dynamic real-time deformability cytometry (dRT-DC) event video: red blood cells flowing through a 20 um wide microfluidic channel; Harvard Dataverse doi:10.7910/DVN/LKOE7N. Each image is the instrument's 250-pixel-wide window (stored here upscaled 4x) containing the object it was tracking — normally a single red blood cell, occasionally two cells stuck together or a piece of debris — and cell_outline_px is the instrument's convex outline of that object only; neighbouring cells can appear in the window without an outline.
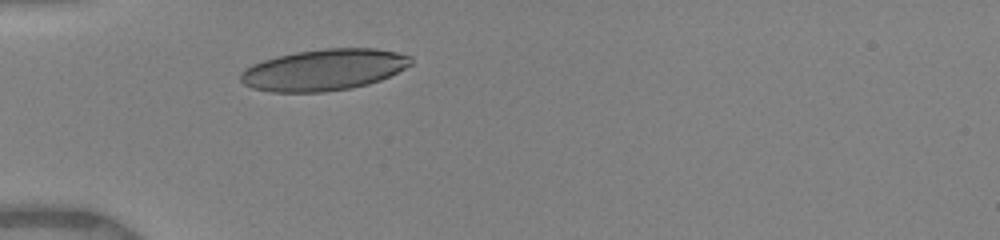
{"species": "human", "species_latin": "Homo sapiens", "temperature_condition": "warm", "stored_images_in_passage": 13, "camera_frame_rate_fps": 3000, "um_per_image_px": 0.085, "donor": {"sex": "female"}, "frame": {"image": 1, "passage_image": 1, "time_ms": 0.0, "image_size_px": [1000, 240], "cell_outline_px": [[412, 64], [380, 80], [368, 84], [352, 88], [324, 92], [272, 92], [252, 88], [244, 84], [240, 80], [240, 72], [244, 68], [252, 64], [276, 56], [296, 52], [324, 48], [376, 48], [396, 52], [412, 56]], "centroid_in_image_um": [27.51, 5.93], "position_along_channel_um": 57.5, "area_um2": 41.15}}
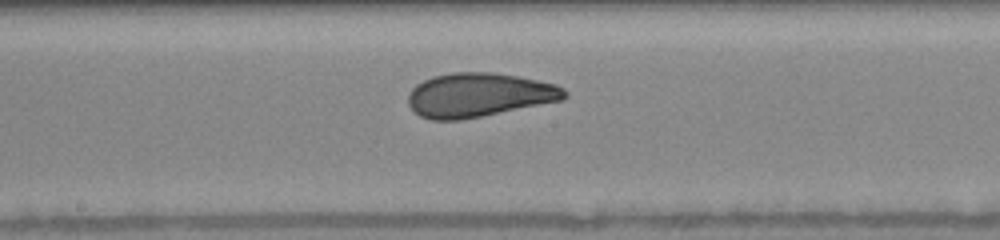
{"frame": {"image": 2, "passage_image": 7, "time_ms": 4.0, "image_size_px": [1000, 240], "cell_outline_px": [[568, 96], [564, 100], [460, 120], [432, 120], [420, 116], [408, 104], [408, 92], [416, 84], [432, 76], [452, 72], [492, 72], [516, 76], [556, 84], [564, 88], [568, 92]], "centroid_in_image_um": [40.71, 8.07], "position_along_channel_um": 207.5, "area_um2": 40.17}}
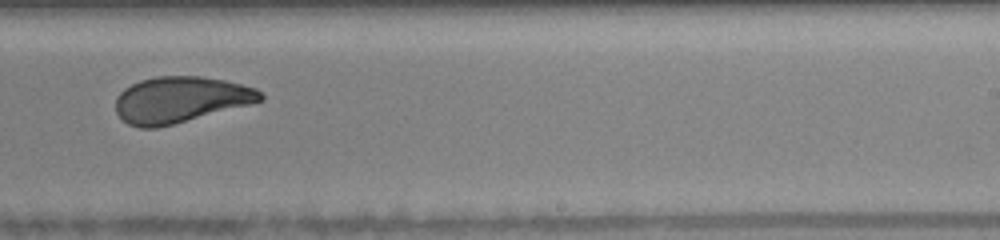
{"frame": {"image": 3, "passage_image": 10, "time_ms": 5.667, "image_size_px": [1000, 240], "cell_outline_px": [[264, 100], [252, 104], [156, 128], [140, 128], [128, 124], [116, 112], [116, 96], [124, 88], [140, 80], [156, 76], [200, 76], [224, 80], [256, 88], [264, 96]], "centroid_in_image_um": [15.33, 8.46], "position_along_channel_um": 273.7, "area_um2": 38.78}}